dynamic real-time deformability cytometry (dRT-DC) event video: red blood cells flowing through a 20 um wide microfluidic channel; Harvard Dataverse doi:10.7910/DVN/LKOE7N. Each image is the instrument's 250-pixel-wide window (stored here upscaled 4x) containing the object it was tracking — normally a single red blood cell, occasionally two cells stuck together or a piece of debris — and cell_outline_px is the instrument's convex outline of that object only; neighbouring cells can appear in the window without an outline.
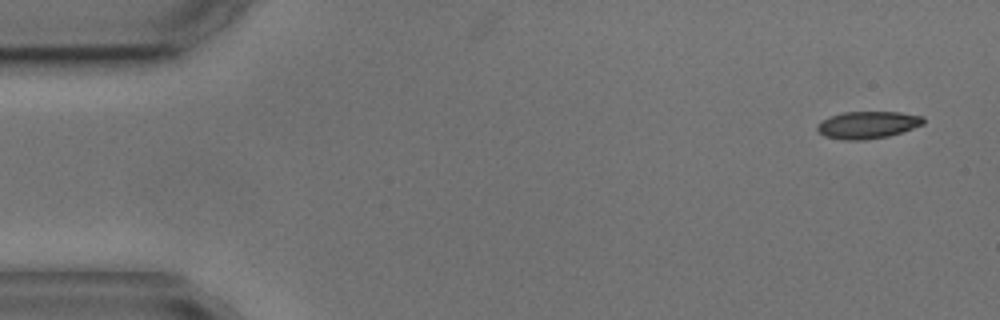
{"species": "common noctule bat (a hibernating species)", "species_latin": "Nyctalus noctula", "temperature_condition": "cold", "stored_images_in_passage": 4, "camera_frame_rate_fps": 3000, "um_per_image_px": 0.085, "animal": {"sex": "male", "body_mass_g": 17.9, "forearm_length_mm": 54.2}, "frame": {"image": 1, "passage_image": 1, "time_ms": 0.0, "image_size_px": [1000, 320], "cell_outline_px": [[924, 124], [888, 136], [864, 140], [840, 140], [824, 136], [816, 128], [816, 124], [820, 120], [828, 116], [844, 112], [900, 112], [924, 116]], "centroid_in_image_um": [73.7, 10.61], "position_along_channel_um": 11.3, "area_um2": 16.99}}
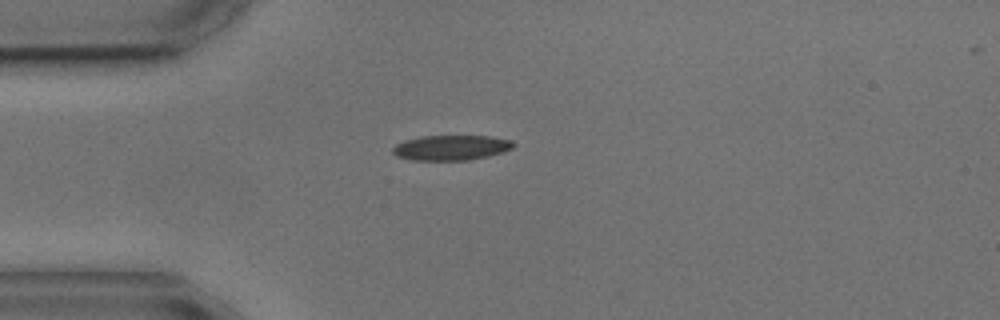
{"frame": {"image": 2, "passage_image": 4, "time_ms": 3.667, "image_size_px": [1000, 320], "cell_outline_px": [[516, 144], [512, 148], [504, 152], [488, 156], [468, 160], [412, 160], [396, 156], [392, 152], [392, 148], [396, 144], [404, 140], [420, 136], [488, 136], [512, 140]], "centroid_in_image_um": [38.34, 12.55], "position_along_channel_um": 46.7, "area_um2": 17.74}}